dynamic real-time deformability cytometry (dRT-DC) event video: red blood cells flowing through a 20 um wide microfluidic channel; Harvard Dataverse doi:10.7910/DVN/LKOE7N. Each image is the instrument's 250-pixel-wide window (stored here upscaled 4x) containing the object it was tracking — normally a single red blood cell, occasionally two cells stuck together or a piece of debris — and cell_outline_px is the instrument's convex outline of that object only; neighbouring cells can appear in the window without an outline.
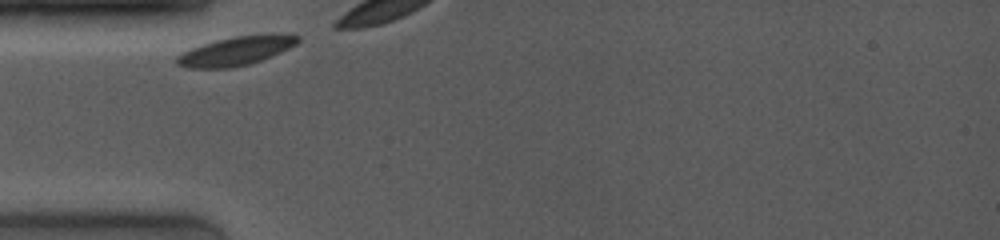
{"species": "common noctule bat (a hibernating species)", "species_latin": "Nyctalus noctula", "temperature_condition": "room temperature", "stored_images_in_passage": 4, "camera_frame_rate_fps": 4000, "um_per_image_px": 0.085, "animal": {"sex": "female", "body_mass_g": 19.0, "forearm_length_mm": 53.3}, "frame": {"image": 1, "passage_image": 1, "time_ms": 0.0, "image_size_px": [1000, 240], "cell_outline_px": [[300, 40], [296, 44], [272, 56], [248, 64], [232, 68], [188, 68], [176, 64], [176, 56], [192, 48], [216, 40], [236, 36], [272, 32], [300, 36]], "centroid_in_image_um": [20.09, 4.31], "position_along_channel_um": 64.9, "area_um2": 20.4}}